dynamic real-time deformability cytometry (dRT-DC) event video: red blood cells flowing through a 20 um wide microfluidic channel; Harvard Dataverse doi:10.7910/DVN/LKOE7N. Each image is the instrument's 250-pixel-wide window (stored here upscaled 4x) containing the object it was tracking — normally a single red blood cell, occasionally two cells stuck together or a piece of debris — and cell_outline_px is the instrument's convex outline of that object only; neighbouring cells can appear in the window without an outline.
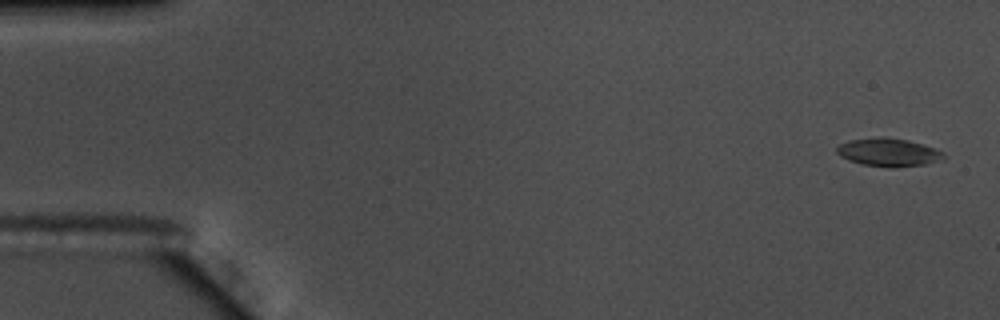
{"species": "common noctule bat (a hibernating species)", "species_latin": "Nyctalus noctula", "temperature_condition": "warm", "stored_images_in_passage": 56, "camera_frame_rate_fps": 3000, "um_per_image_px": 0.085, "animal": {"sex": "male", "body_mass_g": 17.5, "forearm_length_mm": 52.3}, "frame": {"image": 1, "passage_image": 1, "time_ms": 0.0, "image_size_px": [1000, 320], "cell_outline_px": [[944, 160], [924, 164], [892, 168], [888, 168], [864, 164], [848, 160], [840, 156], [836, 152], [836, 148], [840, 144], [848, 140], [880, 136], [884, 136], [908, 140], [936, 148], [944, 152]], "centroid_in_image_um": [75.53, 12.94], "position_along_channel_um": 9.5, "area_um2": 17.74}}
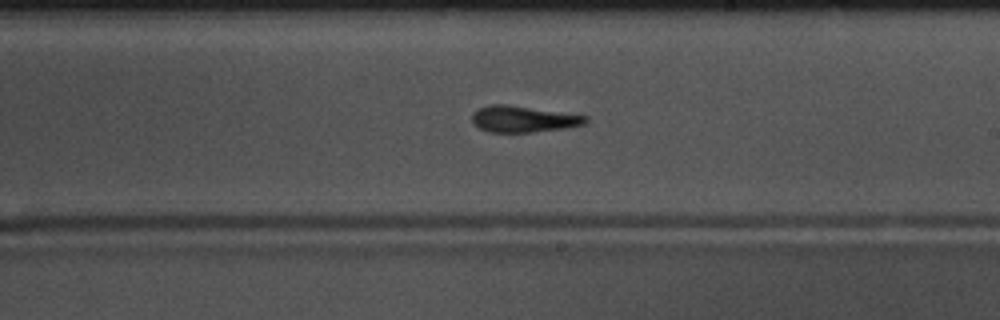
{"frame": {"image": 2, "passage_image": 32, "time_ms": 10.333, "image_size_px": [1000, 320], "cell_outline_px": [[588, 120], [584, 124], [568, 128], [532, 132], [488, 132], [480, 128], [472, 120], [472, 112], [488, 104], [508, 104], [588, 116]], "centroid_in_image_um": [44.49, 10.11], "position_along_channel_um": 244.5, "area_um2": 17.46}}
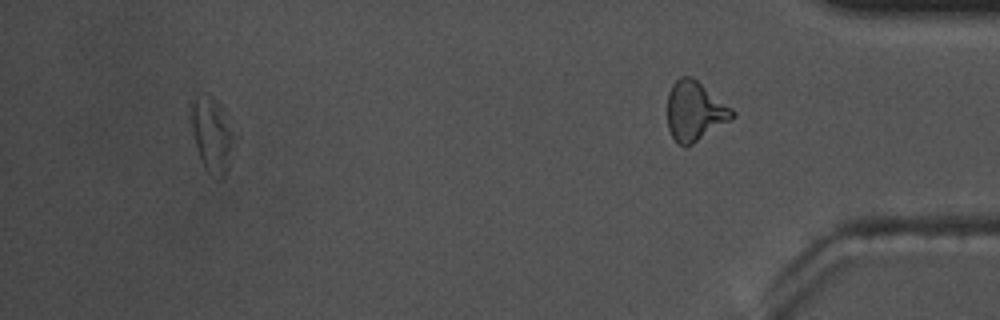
{"frame": {"image": 3, "passage_image": 52, "time_ms": 17.0, "image_size_px": [1000, 320], "cell_outline_px": [[232, 136], [228, 172], [224, 180], [220, 180], [208, 172], [204, 168], [196, 144], [192, 124], [192, 104], [196, 92], [208, 92], [220, 104]], "centroid_in_image_um": [17.98, 11.44], "position_along_channel_um": 417.2, "area_um2": 18.09}, "authors_computed_cell_mechanics": {"area_um2": 17.3978, "velocity_mm_per_s": 3.6489, "shape_relaxation_time_tau1_ms": 3.1509, "shape_relaxation_time_tau2_ms": 3.489, "deformation_change_tau1": 0.1448, "deformation_change_tau2": 0.1491}}